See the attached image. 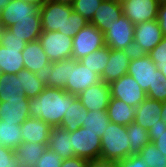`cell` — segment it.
<instances>
[{"instance_id": "1", "label": "cell", "mask_w": 166, "mask_h": 167, "mask_svg": "<svg viewBox=\"0 0 166 167\" xmlns=\"http://www.w3.org/2000/svg\"><path fill=\"white\" fill-rule=\"evenodd\" d=\"M76 97L64 89L45 86L37 97L29 99V117L40 118L51 127H58Z\"/></svg>"}, {"instance_id": "2", "label": "cell", "mask_w": 166, "mask_h": 167, "mask_svg": "<svg viewBox=\"0 0 166 167\" xmlns=\"http://www.w3.org/2000/svg\"><path fill=\"white\" fill-rule=\"evenodd\" d=\"M40 18L42 31H58L72 38L90 23L72 6L53 1L40 5Z\"/></svg>"}, {"instance_id": "3", "label": "cell", "mask_w": 166, "mask_h": 167, "mask_svg": "<svg viewBox=\"0 0 166 167\" xmlns=\"http://www.w3.org/2000/svg\"><path fill=\"white\" fill-rule=\"evenodd\" d=\"M129 137L127 126L110 122L101 136L100 158L118 162L129 156Z\"/></svg>"}, {"instance_id": "4", "label": "cell", "mask_w": 166, "mask_h": 167, "mask_svg": "<svg viewBox=\"0 0 166 167\" xmlns=\"http://www.w3.org/2000/svg\"><path fill=\"white\" fill-rule=\"evenodd\" d=\"M127 74L132 76L145 92L163 80L161 72L147 54L134 53Z\"/></svg>"}, {"instance_id": "5", "label": "cell", "mask_w": 166, "mask_h": 167, "mask_svg": "<svg viewBox=\"0 0 166 167\" xmlns=\"http://www.w3.org/2000/svg\"><path fill=\"white\" fill-rule=\"evenodd\" d=\"M134 30L135 25L122 14L107 26L105 45L111 49L133 51Z\"/></svg>"}, {"instance_id": "6", "label": "cell", "mask_w": 166, "mask_h": 167, "mask_svg": "<svg viewBox=\"0 0 166 167\" xmlns=\"http://www.w3.org/2000/svg\"><path fill=\"white\" fill-rule=\"evenodd\" d=\"M105 45L104 33L93 24L88 23L72 40V58L80 60L93 51L103 48Z\"/></svg>"}, {"instance_id": "7", "label": "cell", "mask_w": 166, "mask_h": 167, "mask_svg": "<svg viewBox=\"0 0 166 167\" xmlns=\"http://www.w3.org/2000/svg\"><path fill=\"white\" fill-rule=\"evenodd\" d=\"M72 37L58 31H42L39 42L51 63L72 58Z\"/></svg>"}, {"instance_id": "8", "label": "cell", "mask_w": 166, "mask_h": 167, "mask_svg": "<svg viewBox=\"0 0 166 167\" xmlns=\"http://www.w3.org/2000/svg\"><path fill=\"white\" fill-rule=\"evenodd\" d=\"M164 38L157 20L145 21L135 25L133 51L136 54H148Z\"/></svg>"}, {"instance_id": "9", "label": "cell", "mask_w": 166, "mask_h": 167, "mask_svg": "<svg viewBox=\"0 0 166 167\" xmlns=\"http://www.w3.org/2000/svg\"><path fill=\"white\" fill-rule=\"evenodd\" d=\"M67 79V85L64 90L75 96L101 81L99 74L73 58H69V77Z\"/></svg>"}, {"instance_id": "10", "label": "cell", "mask_w": 166, "mask_h": 167, "mask_svg": "<svg viewBox=\"0 0 166 167\" xmlns=\"http://www.w3.org/2000/svg\"><path fill=\"white\" fill-rule=\"evenodd\" d=\"M109 85L111 98L122 100L129 106L137 107L147 98V93L128 74L112 81Z\"/></svg>"}, {"instance_id": "11", "label": "cell", "mask_w": 166, "mask_h": 167, "mask_svg": "<svg viewBox=\"0 0 166 167\" xmlns=\"http://www.w3.org/2000/svg\"><path fill=\"white\" fill-rule=\"evenodd\" d=\"M71 143L75 156L88 161L100 158L101 138L84 127L71 132Z\"/></svg>"}, {"instance_id": "12", "label": "cell", "mask_w": 166, "mask_h": 167, "mask_svg": "<svg viewBox=\"0 0 166 167\" xmlns=\"http://www.w3.org/2000/svg\"><path fill=\"white\" fill-rule=\"evenodd\" d=\"M32 17H40V4L11 0L0 13V27L8 28L18 21L32 19Z\"/></svg>"}, {"instance_id": "13", "label": "cell", "mask_w": 166, "mask_h": 167, "mask_svg": "<svg viewBox=\"0 0 166 167\" xmlns=\"http://www.w3.org/2000/svg\"><path fill=\"white\" fill-rule=\"evenodd\" d=\"M122 12L134 25L157 20L158 0H120Z\"/></svg>"}, {"instance_id": "14", "label": "cell", "mask_w": 166, "mask_h": 167, "mask_svg": "<svg viewBox=\"0 0 166 167\" xmlns=\"http://www.w3.org/2000/svg\"><path fill=\"white\" fill-rule=\"evenodd\" d=\"M110 97V85L103 80L77 95L82 107L88 111H107Z\"/></svg>"}, {"instance_id": "15", "label": "cell", "mask_w": 166, "mask_h": 167, "mask_svg": "<svg viewBox=\"0 0 166 167\" xmlns=\"http://www.w3.org/2000/svg\"><path fill=\"white\" fill-rule=\"evenodd\" d=\"M134 53V51L116 50L110 48V58L107 62V66L100 76L101 80L110 84L112 81L126 75L129 69V63Z\"/></svg>"}, {"instance_id": "16", "label": "cell", "mask_w": 166, "mask_h": 167, "mask_svg": "<svg viewBox=\"0 0 166 167\" xmlns=\"http://www.w3.org/2000/svg\"><path fill=\"white\" fill-rule=\"evenodd\" d=\"M161 110L162 102L147 97L136 107L134 121L147 131L164 126Z\"/></svg>"}, {"instance_id": "17", "label": "cell", "mask_w": 166, "mask_h": 167, "mask_svg": "<svg viewBox=\"0 0 166 167\" xmlns=\"http://www.w3.org/2000/svg\"><path fill=\"white\" fill-rule=\"evenodd\" d=\"M29 117V99L19 94V98L0 101V120L21 125Z\"/></svg>"}, {"instance_id": "18", "label": "cell", "mask_w": 166, "mask_h": 167, "mask_svg": "<svg viewBox=\"0 0 166 167\" xmlns=\"http://www.w3.org/2000/svg\"><path fill=\"white\" fill-rule=\"evenodd\" d=\"M22 57L24 68L39 75H42L51 64L39 42V39L26 44L22 50Z\"/></svg>"}, {"instance_id": "19", "label": "cell", "mask_w": 166, "mask_h": 167, "mask_svg": "<svg viewBox=\"0 0 166 167\" xmlns=\"http://www.w3.org/2000/svg\"><path fill=\"white\" fill-rule=\"evenodd\" d=\"M123 14L120 0H102L91 20V24L101 32L107 30V26Z\"/></svg>"}, {"instance_id": "20", "label": "cell", "mask_w": 166, "mask_h": 167, "mask_svg": "<svg viewBox=\"0 0 166 167\" xmlns=\"http://www.w3.org/2000/svg\"><path fill=\"white\" fill-rule=\"evenodd\" d=\"M51 126L40 118L28 117L21 124L22 142H36L48 145Z\"/></svg>"}, {"instance_id": "21", "label": "cell", "mask_w": 166, "mask_h": 167, "mask_svg": "<svg viewBox=\"0 0 166 167\" xmlns=\"http://www.w3.org/2000/svg\"><path fill=\"white\" fill-rule=\"evenodd\" d=\"M47 148L59 154L63 160L75 157L71 143V132L61 127H52Z\"/></svg>"}, {"instance_id": "22", "label": "cell", "mask_w": 166, "mask_h": 167, "mask_svg": "<svg viewBox=\"0 0 166 167\" xmlns=\"http://www.w3.org/2000/svg\"><path fill=\"white\" fill-rule=\"evenodd\" d=\"M69 77V58L53 62L42 74L45 86L65 89Z\"/></svg>"}, {"instance_id": "23", "label": "cell", "mask_w": 166, "mask_h": 167, "mask_svg": "<svg viewBox=\"0 0 166 167\" xmlns=\"http://www.w3.org/2000/svg\"><path fill=\"white\" fill-rule=\"evenodd\" d=\"M107 113L112 123L128 126L135 119L136 107L129 106L122 100L110 97Z\"/></svg>"}, {"instance_id": "24", "label": "cell", "mask_w": 166, "mask_h": 167, "mask_svg": "<svg viewBox=\"0 0 166 167\" xmlns=\"http://www.w3.org/2000/svg\"><path fill=\"white\" fill-rule=\"evenodd\" d=\"M24 48H5L0 45V69L4 74H17L24 69L22 50Z\"/></svg>"}, {"instance_id": "25", "label": "cell", "mask_w": 166, "mask_h": 167, "mask_svg": "<svg viewBox=\"0 0 166 167\" xmlns=\"http://www.w3.org/2000/svg\"><path fill=\"white\" fill-rule=\"evenodd\" d=\"M47 145L36 142H22L16 149V155L21 167H33L37 160L43 155Z\"/></svg>"}, {"instance_id": "26", "label": "cell", "mask_w": 166, "mask_h": 167, "mask_svg": "<svg viewBox=\"0 0 166 167\" xmlns=\"http://www.w3.org/2000/svg\"><path fill=\"white\" fill-rule=\"evenodd\" d=\"M8 29L28 43L39 39L42 34L41 18L32 17V19L21 20L16 22L15 25L8 27Z\"/></svg>"}, {"instance_id": "27", "label": "cell", "mask_w": 166, "mask_h": 167, "mask_svg": "<svg viewBox=\"0 0 166 167\" xmlns=\"http://www.w3.org/2000/svg\"><path fill=\"white\" fill-rule=\"evenodd\" d=\"M110 122L107 111H88L84 107L82 127L87 129V131H91L101 138L105 132V128Z\"/></svg>"}, {"instance_id": "28", "label": "cell", "mask_w": 166, "mask_h": 167, "mask_svg": "<svg viewBox=\"0 0 166 167\" xmlns=\"http://www.w3.org/2000/svg\"><path fill=\"white\" fill-rule=\"evenodd\" d=\"M17 75H21V87L24 89V95L27 99L37 97L45 88L42 75L33 73L25 68L19 71Z\"/></svg>"}, {"instance_id": "29", "label": "cell", "mask_w": 166, "mask_h": 167, "mask_svg": "<svg viewBox=\"0 0 166 167\" xmlns=\"http://www.w3.org/2000/svg\"><path fill=\"white\" fill-rule=\"evenodd\" d=\"M21 86V75L2 73L0 76V101L5 102V99L19 98V94L24 95V89Z\"/></svg>"}, {"instance_id": "30", "label": "cell", "mask_w": 166, "mask_h": 167, "mask_svg": "<svg viewBox=\"0 0 166 167\" xmlns=\"http://www.w3.org/2000/svg\"><path fill=\"white\" fill-rule=\"evenodd\" d=\"M84 119V107H82L80 100L76 97L68 110L64 113L61 125L62 129H66L69 132L77 130L82 127Z\"/></svg>"}, {"instance_id": "31", "label": "cell", "mask_w": 166, "mask_h": 167, "mask_svg": "<svg viewBox=\"0 0 166 167\" xmlns=\"http://www.w3.org/2000/svg\"><path fill=\"white\" fill-rule=\"evenodd\" d=\"M128 137L130 139L129 156L137 155L140 153L143 147L149 142V133L146 129L142 128L135 121L131 122L127 126Z\"/></svg>"}, {"instance_id": "32", "label": "cell", "mask_w": 166, "mask_h": 167, "mask_svg": "<svg viewBox=\"0 0 166 167\" xmlns=\"http://www.w3.org/2000/svg\"><path fill=\"white\" fill-rule=\"evenodd\" d=\"M21 143V125L0 120V145L14 150Z\"/></svg>"}, {"instance_id": "33", "label": "cell", "mask_w": 166, "mask_h": 167, "mask_svg": "<svg viewBox=\"0 0 166 167\" xmlns=\"http://www.w3.org/2000/svg\"><path fill=\"white\" fill-rule=\"evenodd\" d=\"M109 58L110 48L108 46H104L103 48L93 51L91 54H88L78 61L101 76L107 66Z\"/></svg>"}, {"instance_id": "34", "label": "cell", "mask_w": 166, "mask_h": 167, "mask_svg": "<svg viewBox=\"0 0 166 167\" xmlns=\"http://www.w3.org/2000/svg\"><path fill=\"white\" fill-rule=\"evenodd\" d=\"M139 155L146 167H166V156L152 142L143 147Z\"/></svg>"}, {"instance_id": "35", "label": "cell", "mask_w": 166, "mask_h": 167, "mask_svg": "<svg viewBox=\"0 0 166 167\" xmlns=\"http://www.w3.org/2000/svg\"><path fill=\"white\" fill-rule=\"evenodd\" d=\"M102 0H74L72 4L73 11L80 14L87 21L91 22L95 11Z\"/></svg>"}, {"instance_id": "36", "label": "cell", "mask_w": 166, "mask_h": 167, "mask_svg": "<svg viewBox=\"0 0 166 167\" xmlns=\"http://www.w3.org/2000/svg\"><path fill=\"white\" fill-rule=\"evenodd\" d=\"M27 42L13 34L8 28L0 27V45L5 48H24Z\"/></svg>"}, {"instance_id": "37", "label": "cell", "mask_w": 166, "mask_h": 167, "mask_svg": "<svg viewBox=\"0 0 166 167\" xmlns=\"http://www.w3.org/2000/svg\"><path fill=\"white\" fill-rule=\"evenodd\" d=\"M62 161L59 154L47 148L33 167H61Z\"/></svg>"}, {"instance_id": "38", "label": "cell", "mask_w": 166, "mask_h": 167, "mask_svg": "<svg viewBox=\"0 0 166 167\" xmlns=\"http://www.w3.org/2000/svg\"><path fill=\"white\" fill-rule=\"evenodd\" d=\"M150 142L166 156V125L148 131Z\"/></svg>"}, {"instance_id": "39", "label": "cell", "mask_w": 166, "mask_h": 167, "mask_svg": "<svg viewBox=\"0 0 166 167\" xmlns=\"http://www.w3.org/2000/svg\"><path fill=\"white\" fill-rule=\"evenodd\" d=\"M0 167H21L13 149L0 145Z\"/></svg>"}, {"instance_id": "40", "label": "cell", "mask_w": 166, "mask_h": 167, "mask_svg": "<svg viewBox=\"0 0 166 167\" xmlns=\"http://www.w3.org/2000/svg\"><path fill=\"white\" fill-rule=\"evenodd\" d=\"M154 63L166 64V36L147 54Z\"/></svg>"}, {"instance_id": "41", "label": "cell", "mask_w": 166, "mask_h": 167, "mask_svg": "<svg viewBox=\"0 0 166 167\" xmlns=\"http://www.w3.org/2000/svg\"><path fill=\"white\" fill-rule=\"evenodd\" d=\"M147 97L157 100L159 102L166 101V79H163L161 83L156 84L153 88H149L146 92Z\"/></svg>"}, {"instance_id": "42", "label": "cell", "mask_w": 166, "mask_h": 167, "mask_svg": "<svg viewBox=\"0 0 166 167\" xmlns=\"http://www.w3.org/2000/svg\"><path fill=\"white\" fill-rule=\"evenodd\" d=\"M116 163L117 167H146L145 162H142V157L139 154L128 156Z\"/></svg>"}, {"instance_id": "43", "label": "cell", "mask_w": 166, "mask_h": 167, "mask_svg": "<svg viewBox=\"0 0 166 167\" xmlns=\"http://www.w3.org/2000/svg\"><path fill=\"white\" fill-rule=\"evenodd\" d=\"M88 160L81 157H72L62 161L61 167H87Z\"/></svg>"}, {"instance_id": "44", "label": "cell", "mask_w": 166, "mask_h": 167, "mask_svg": "<svg viewBox=\"0 0 166 167\" xmlns=\"http://www.w3.org/2000/svg\"><path fill=\"white\" fill-rule=\"evenodd\" d=\"M157 21L163 32V35L166 36V4L159 5Z\"/></svg>"}, {"instance_id": "45", "label": "cell", "mask_w": 166, "mask_h": 167, "mask_svg": "<svg viewBox=\"0 0 166 167\" xmlns=\"http://www.w3.org/2000/svg\"><path fill=\"white\" fill-rule=\"evenodd\" d=\"M87 167H117V163L115 161L98 158L89 160Z\"/></svg>"}, {"instance_id": "46", "label": "cell", "mask_w": 166, "mask_h": 167, "mask_svg": "<svg viewBox=\"0 0 166 167\" xmlns=\"http://www.w3.org/2000/svg\"><path fill=\"white\" fill-rule=\"evenodd\" d=\"M155 66L161 72L163 79H166V64L155 63Z\"/></svg>"}, {"instance_id": "47", "label": "cell", "mask_w": 166, "mask_h": 167, "mask_svg": "<svg viewBox=\"0 0 166 167\" xmlns=\"http://www.w3.org/2000/svg\"><path fill=\"white\" fill-rule=\"evenodd\" d=\"M162 121L164 122V125H166V101L162 102V110H161V115Z\"/></svg>"}, {"instance_id": "48", "label": "cell", "mask_w": 166, "mask_h": 167, "mask_svg": "<svg viewBox=\"0 0 166 167\" xmlns=\"http://www.w3.org/2000/svg\"><path fill=\"white\" fill-rule=\"evenodd\" d=\"M55 3H61V4H66L72 6L74 0H51Z\"/></svg>"}, {"instance_id": "49", "label": "cell", "mask_w": 166, "mask_h": 167, "mask_svg": "<svg viewBox=\"0 0 166 167\" xmlns=\"http://www.w3.org/2000/svg\"><path fill=\"white\" fill-rule=\"evenodd\" d=\"M11 0H0V13Z\"/></svg>"}, {"instance_id": "50", "label": "cell", "mask_w": 166, "mask_h": 167, "mask_svg": "<svg viewBox=\"0 0 166 167\" xmlns=\"http://www.w3.org/2000/svg\"><path fill=\"white\" fill-rule=\"evenodd\" d=\"M51 0H37V4H42V3H45V2H49Z\"/></svg>"}, {"instance_id": "51", "label": "cell", "mask_w": 166, "mask_h": 167, "mask_svg": "<svg viewBox=\"0 0 166 167\" xmlns=\"http://www.w3.org/2000/svg\"><path fill=\"white\" fill-rule=\"evenodd\" d=\"M24 1H28V2H32V3H36L37 4V0H24Z\"/></svg>"}, {"instance_id": "52", "label": "cell", "mask_w": 166, "mask_h": 167, "mask_svg": "<svg viewBox=\"0 0 166 167\" xmlns=\"http://www.w3.org/2000/svg\"><path fill=\"white\" fill-rule=\"evenodd\" d=\"M160 4H166V0H158Z\"/></svg>"}]
</instances>
